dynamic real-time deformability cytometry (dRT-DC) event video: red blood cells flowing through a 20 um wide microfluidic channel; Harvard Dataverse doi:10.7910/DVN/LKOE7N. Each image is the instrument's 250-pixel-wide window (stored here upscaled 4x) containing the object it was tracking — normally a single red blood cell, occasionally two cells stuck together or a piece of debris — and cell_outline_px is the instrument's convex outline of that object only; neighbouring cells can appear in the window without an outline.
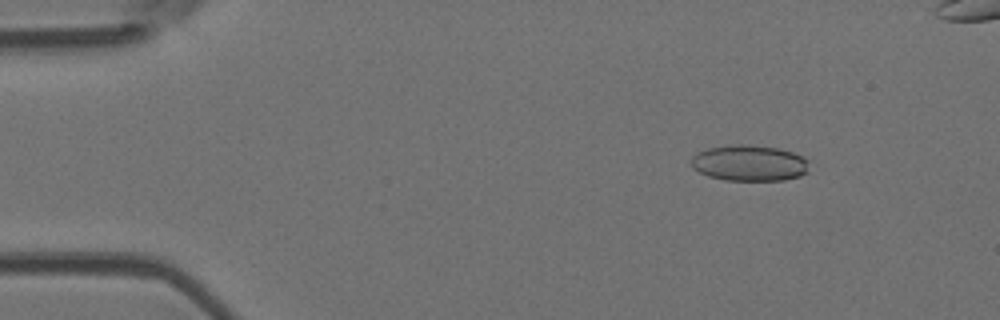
{"species": "Egyptian fruit bat (a non-hibernating species)", "species_latin": "Rousettus aegyptiacus", "temperature_condition": "room temperature", "stored_images_in_passage": 46, "camera_frame_rate_fps": 3000, "um_per_image_px": 0.085, "animal": {"sex": "female"}, "frame": {"image": 1, "passage_image": 7, "time_ms": 2.0, "image_size_px": [1000, 320], "cell_outline_px": [[808, 172], [800, 176], [784, 180], [724, 180], [708, 176], [692, 168], [692, 156], [708, 148], [736, 144], [744, 144], [776, 148], [792, 152], [808, 160]], "centroid_in_image_um": [63.7, 13.87], "position_along_channel_um": 21.3, "area_um2": 24.57}}
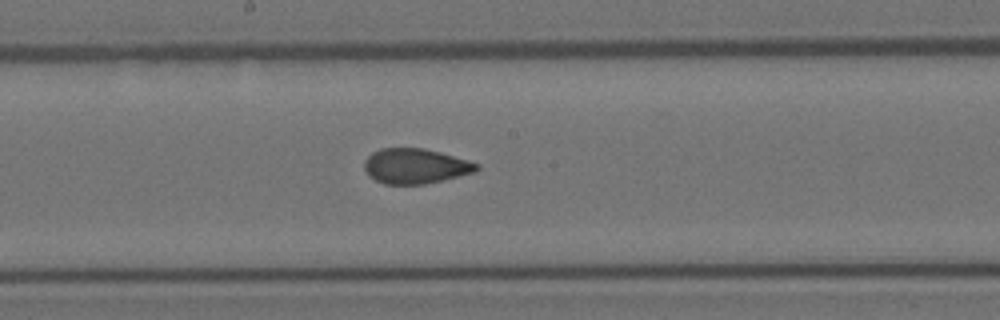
{"frame": {"image": 2, "passage_image": 28, "time_ms": 9.0, "image_size_px": [1000, 320], "cell_outline_px": [[480, 168], [476, 172], [424, 184], [384, 184], [368, 176], [364, 168], [364, 160], [372, 152], [380, 148], [424, 148], [440, 152], [480, 164]], "centroid_in_image_um": [35.29, 14.11], "position_along_channel_um": 212.9, "area_um2": 23.0}}
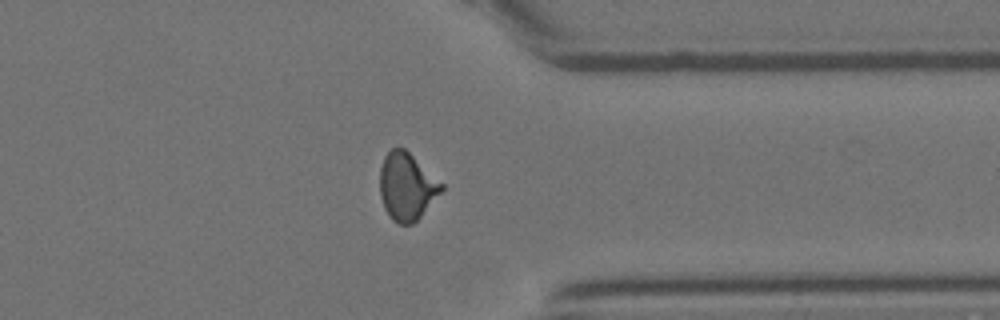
{"frame": {"image": 3, "passage_image": 41, "time_ms": 13.333, "image_size_px": [1000, 320], "cell_outline_px": [[444, 188], [420, 216], [412, 224], [400, 224], [392, 220], [384, 208], [380, 196], [380, 168], [384, 156], [392, 148], [404, 148], [444, 184]], "centroid_in_image_um": [34.56, 15.85], "position_along_channel_um": 376.8, "area_um2": 23.93}}